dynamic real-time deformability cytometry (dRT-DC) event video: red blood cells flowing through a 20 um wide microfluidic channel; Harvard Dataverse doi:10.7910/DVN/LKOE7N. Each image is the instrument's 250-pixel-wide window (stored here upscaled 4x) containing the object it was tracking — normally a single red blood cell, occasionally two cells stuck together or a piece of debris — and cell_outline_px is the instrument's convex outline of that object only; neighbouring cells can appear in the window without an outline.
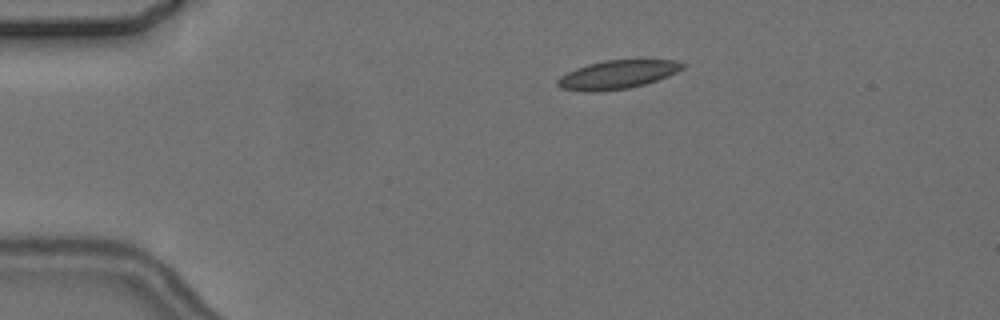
{"species": "common noctule bat (a hibernating species)", "species_latin": "Nyctalus noctula", "temperature_condition": "cold", "stored_images_in_passage": 4, "camera_frame_rate_fps": 3000, "um_per_image_px": 0.085, "animal": {"sex": "female", "body_mass_g": 24.6, "forearm_length_mm": 56.2}, "frame": {"image": 1, "passage_image": 1, "time_ms": 0.0, "image_size_px": [1000, 320], "cell_outline_px": [[688, 64], [684, 68], [668, 76], [644, 84], [628, 88], [592, 92], [584, 92], [560, 88], [556, 84], [556, 80], [560, 76], [576, 68], [588, 64], [604, 60], [676, 60]], "centroid_in_image_um": [52.47, 6.34], "position_along_channel_um": 32.5, "area_um2": 20.81}}
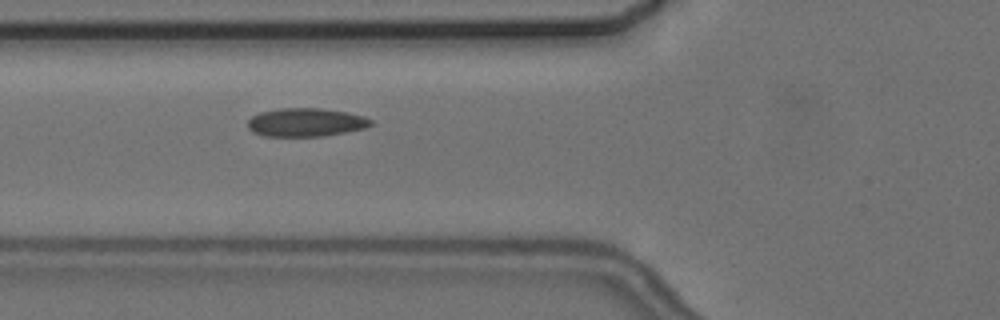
{"frame": {"image": 2, "passage_image": 4, "time_ms": 3.333, "image_size_px": [1000, 320], "cell_outline_px": [[372, 124], [364, 128], [324, 136], [264, 136], [252, 132], [248, 128], [248, 120], [252, 116], [260, 112], [280, 108], [320, 108], [348, 112], [364, 116], [372, 120]], "centroid_in_image_um": [25.98, 10.39], "position_along_channel_um": 99.8, "area_um2": 20.4}}